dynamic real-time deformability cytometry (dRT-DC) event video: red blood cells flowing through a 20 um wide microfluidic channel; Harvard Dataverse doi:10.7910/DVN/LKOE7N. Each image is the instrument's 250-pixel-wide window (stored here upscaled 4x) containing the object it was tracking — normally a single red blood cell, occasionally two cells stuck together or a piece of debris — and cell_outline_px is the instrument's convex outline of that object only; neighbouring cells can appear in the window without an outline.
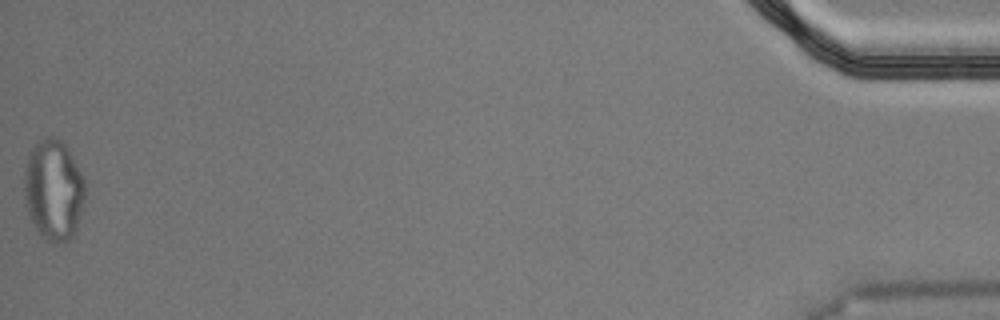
{"species": "Egyptian fruit bat (a non-hibernating species)", "species_latin": "Rousettus aegyptiacus", "temperature_condition": "cold", "stored_images_in_passage": 56, "segment_of_instrument_passage": [2, 2], "camera_frame_rate_fps": 3000, "um_per_image_px": 0.085, "animal": {"sex": "male"}, "frame": {"image": 1, "passage_image": 56, "time_ms": 18.333, "image_size_px": [1000, 320], "cell_outline_px": [[84, 196], [80, 216], [76, 228], [72, 236], [68, 240], [60, 244], [56, 244], [40, 236], [28, 216], [24, 196], [24, 172], [28, 156], [36, 144], [40, 140], [48, 136], [56, 136], [64, 144], [80, 172], [84, 180]], "centroid_in_image_um": [4.52, 16.18], "position_along_channel_um": 430.7, "area_um2": 35.49}}